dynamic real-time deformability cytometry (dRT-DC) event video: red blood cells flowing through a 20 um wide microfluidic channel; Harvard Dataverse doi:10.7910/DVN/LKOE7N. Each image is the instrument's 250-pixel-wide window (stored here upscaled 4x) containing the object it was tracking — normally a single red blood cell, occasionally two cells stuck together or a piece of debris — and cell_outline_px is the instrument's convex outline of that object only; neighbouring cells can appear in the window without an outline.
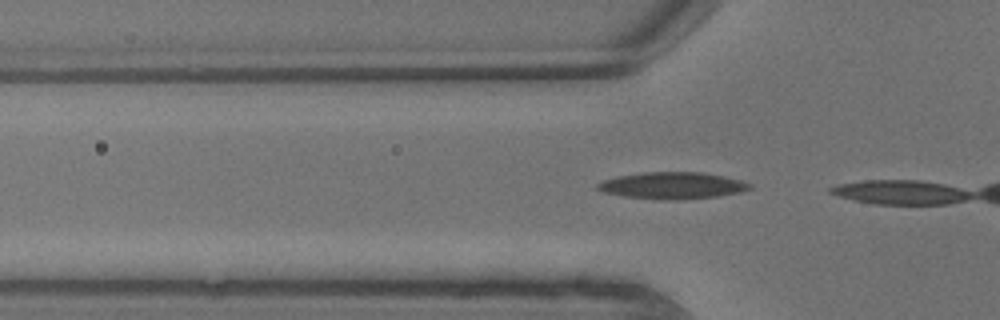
{"species": "common noctule bat (a hibernating species)", "species_latin": "Nyctalus noctula", "temperature_condition": "warm", "stored_images_in_passage": 5, "segment_of_instrument_passage": [2, 2], "camera_frame_rate_fps": 3000, "um_per_image_px": 0.085, "animal": {"sex": "male", "body_mass_g": 13.3}, "frame": {"image": 1, "passage_image": 5, "time_ms": 1.333, "image_size_px": [1000, 320], "cell_outline_px": [[752, 188], [740, 192], [716, 196], [680, 200], [660, 200], [624, 196], [604, 192], [596, 188], [596, 184], [604, 180], [620, 176], [644, 172], [700, 172], [724, 176], [740, 180], [752, 184]], "centroid_in_image_um": [57.16, 15.77], "position_along_channel_um": 68.6, "area_um2": 23.64}}